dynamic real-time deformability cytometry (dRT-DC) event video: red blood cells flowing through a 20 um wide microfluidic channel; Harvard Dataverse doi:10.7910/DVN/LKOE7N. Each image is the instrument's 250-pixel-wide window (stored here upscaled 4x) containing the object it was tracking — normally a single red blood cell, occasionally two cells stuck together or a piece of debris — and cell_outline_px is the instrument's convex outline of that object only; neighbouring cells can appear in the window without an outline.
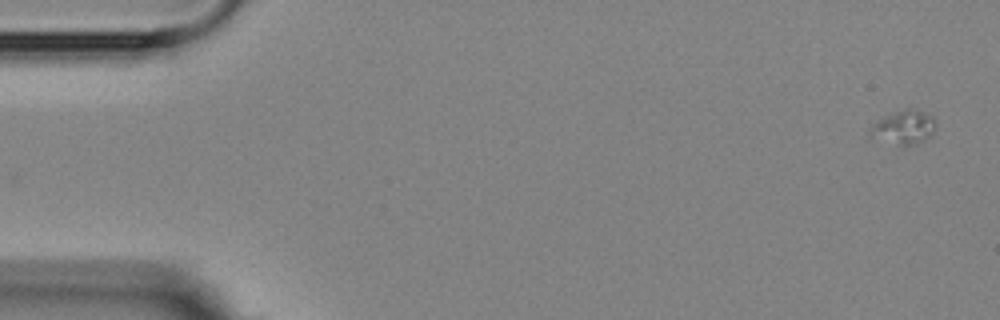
{"species": "Egyptian fruit bat (a non-hibernating species)", "species_latin": "Rousettus aegyptiacus", "temperature_condition": "room temperature", "stored_images_in_passage": 5, "camera_frame_rate_fps": 3000, "um_per_image_px": 0.085, "animal": {"sex": "female"}, "frame": {"image": 1, "passage_image": 1, "time_ms": 0.0, "image_size_px": [1000, 320], "cell_outline_px": [[932, 132], [924, 140], [916, 144], [904, 148], [868, 136], [868, 132], [872, 124], [896, 112], [908, 108], [920, 112], [928, 116], [932, 120]], "centroid_in_image_um": [76.72, 10.91], "position_along_channel_um": 8.3, "area_um2": 12.43}}